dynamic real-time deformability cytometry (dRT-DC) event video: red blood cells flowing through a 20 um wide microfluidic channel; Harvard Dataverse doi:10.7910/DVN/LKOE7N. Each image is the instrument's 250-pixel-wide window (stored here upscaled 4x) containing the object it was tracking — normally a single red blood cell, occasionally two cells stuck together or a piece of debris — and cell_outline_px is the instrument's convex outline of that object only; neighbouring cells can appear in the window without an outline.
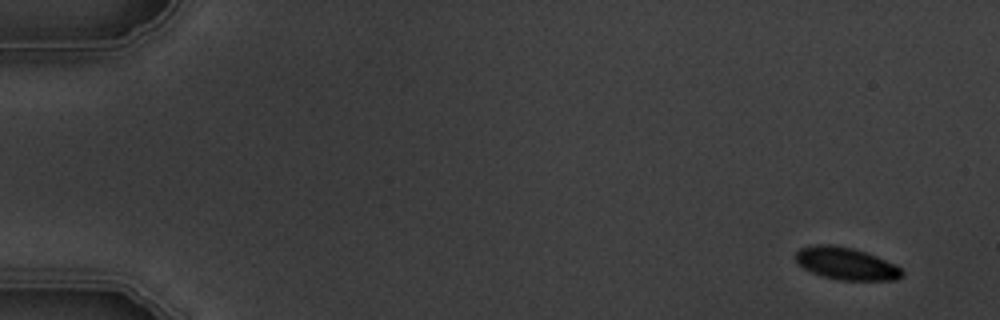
{"species": "common noctule bat (a hibernating species)", "species_latin": "Nyctalus noctula", "temperature_condition": "warm", "stored_images_in_passage": 5, "camera_frame_rate_fps": 3000, "um_per_image_px": 0.085, "animal": {"sex": "male", "body_mass_g": 19.5, "forearm_length_mm": 54.6}, "frame": {"image": 1, "passage_image": 1, "time_ms": 0.0, "image_size_px": [1000, 320], "cell_outline_px": [[904, 276], [896, 280], [840, 280], [824, 276], [812, 272], [804, 268], [796, 260], [796, 252], [800, 248], [816, 244], [832, 244], [852, 248], [876, 256], [896, 264], [904, 272]], "centroid_in_image_um": [71.95, 22.4], "position_along_channel_um": 13.0, "area_um2": 19.94}}
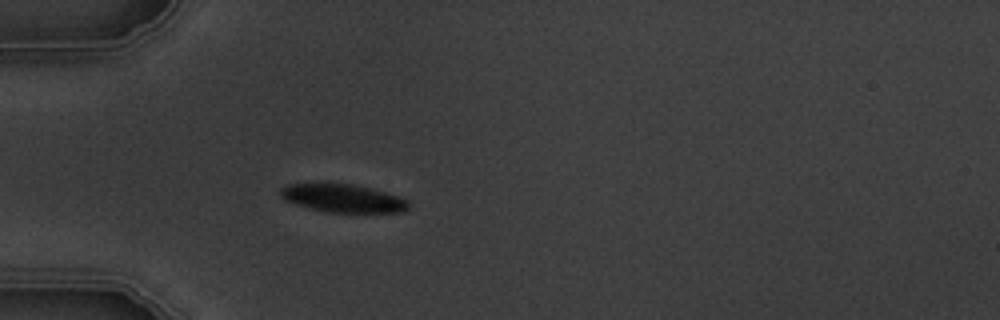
{"frame": {"image": 2, "passage_image": 5, "time_ms": 4.667, "image_size_px": [1000, 320], "cell_outline_px": [[408, 208], [400, 212], [328, 212], [312, 208], [288, 200], [280, 196], [280, 188], [288, 184], [352, 184], [384, 192], [408, 200]], "centroid_in_image_um": [29.16, 16.85], "position_along_channel_um": 55.8, "area_um2": 20.23}}